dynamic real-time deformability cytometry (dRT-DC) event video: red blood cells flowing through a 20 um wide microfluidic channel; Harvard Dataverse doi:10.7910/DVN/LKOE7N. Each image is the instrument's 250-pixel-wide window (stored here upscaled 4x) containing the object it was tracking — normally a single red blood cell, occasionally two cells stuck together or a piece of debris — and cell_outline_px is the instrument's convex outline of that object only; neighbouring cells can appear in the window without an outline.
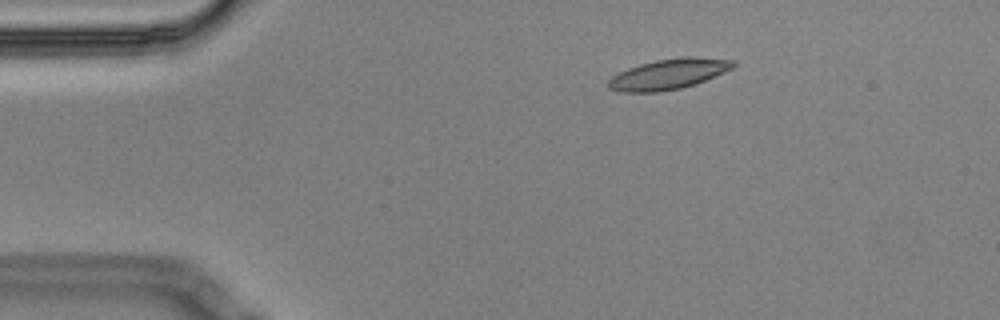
{"species": "Egyptian fruit bat (a non-hibernating species)", "species_latin": "Rousettus aegyptiacus", "temperature_condition": "cold", "stored_images_in_passage": 5, "camera_frame_rate_fps": 3000, "um_per_image_px": 0.085, "animal": {"sex": "male"}, "frame": {"image": 1, "passage_image": 3, "time_ms": 0.667, "image_size_px": [1000, 320], "cell_outline_px": [[736, 64], [732, 68], [724, 72], [704, 80], [680, 88], [656, 92], [620, 92], [608, 88], [608, 80], [612, 76], [628, 68], [640, 64], [656, 60], [680, 56], [692, 56], [736, 60]], "centroid_in_image_um": [56.82, 6.28], "position_along_channel_um": 28.2, "area_um2": 22.02}}